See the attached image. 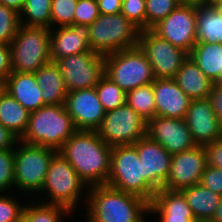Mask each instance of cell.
<instances>
[{"instance_id": "2", "label": "cell", "mask_w": 222, "mask_h": 222, "mask_svg": "<svg viewBox=\"0 0 222 222\" xmlns=\"http://www.w3.org/2000/svg\"><path fill=\"white\" fill-rule=\"evenodd\" d=\"M85 193L86 222H147L149 202L140 196L108 185L91 186Z\"/></svg>"}, {"instance_id": "19", "label": "cell", "mask_w": 222, "mask_h": 222, "mask_svg": "<svg viewBox=\"0 0 222 222\" xmlns=\"http://www.w3.org/2000/svg\"><path fill=\"white\" fill-rule=\"evenodd\" d=\"M89 25L73 24L50 29L51 62L83 52H90Z\"/></svg>"}, {"instance_id": "45", "label": "cell", "mask_w": 222, "mask_h": 222, "mask_svg": "<svg viewBox=\"0 0 222 222\" xmlns=\"http://www.w3.org/2000/svg\"><path fill=\"white\" fill-rule=\"evenodd\" d=\"M18 138L0 123V150L14 149Z\"/></svg>"}, {"instance_id": "10", "label": "cell", "mask_w": 222, "mask_h": 222, "mask_svg": "<svg viewBox=\"0 0 222 222\" xmlns=\"http://www.w3.org/2000/svg\"><path fill=\"white\" fill-rule=\"evenodd\" d=\"M97 135L111 148L133 145L146 135V120L127 103L105 113Z\"/></svg>"}, {"instance_id": "33", "label": "cell", "mask_w": 222, "mask_h": 222, "mask_svg": "<svg viewBox=\"0 0 222 222\" xmlns=\"http://www.w3.org/2000/svg\"><path fill=\"white\" fill-rule=\"evenodd\" d=\"M181 3V0H146V30H151Z\"/></svg>"}, {"instance_id": "17", "label": "cell", "mask_w": 222, "mask_h": 222, "mask_svg": "<svg viewBox=\"0 0 222 222\" xmlns=\"http://www.w3.org/2000/svg\"><path fill=\"white\" fill-rule=\"evenodd\" d=\"M185 121L198 146L222 138V122L215 115L208 98L191 100Z\"/></svg>"}, {"instance_id": "9", "label": "cell", "mask_w": 222, "mask_h": 222, "mask_svg": "<svg viewBox=\"0 0 222 222\" xmlns=\"http://www.w3.org/2000/svg\"><path fill=\"white\" fill-rule=\"evenodd\" d=\"M12 72L34 73L50 59V29L20 25L9 45Z\"/></svg>"}, {"instance_id": "22", "label": "cell", "mask_w": 222, "mask_h": 222, "mask_svg": "<svg viewBox=\"0 0 222 222\" xmlns=\"http://www.w3.org/2000/svg\"><path fill=\"white\" fill-rule=\"evenodd\" d=\"M5 90L30 113L46 105L34 73L11 72L5 81Z\"/></svg>"}, {"instance_id": "14", "label": "cell", "mask_w": 222, "mask_h": 222, "mask_svg": "<svg viewBox=\"0 0 222 222\" xmlns=\"http://www.w3.org/2000/svg\"><path fill=\"white\" fill-rule=\"evenodd\" d=\"M145 136L159 143L172 155L197 146L185 119L156 115L146 121Z\"/></svg>"}, {"instance_id": "13", "label": "cell", "mask_w": 222, "mask_h": 222, "mask_svg": "<svg viewBox=\"0 0 222 222\" xmlns=\"http://www.w3.org/2000/svg\"><path fill=\"white\" fill-rule=\"evenodd\" d=\"M197 5L181 3L151 30L173 46L190 53L196 39Z\"/></svg>"}, {"instance_id": "48", "label": "cell", "mask_w": 222, "mask_h": 222, "mask_svg": "<svg viewBox=\"0 0 222 222\" xmlns=\"http://www.w3.org/2000/svg\"><path fill=\"white\" fill-rule=\"evenodd\" d=\"M181 2L197 6L211 5V0H181Z\"/></svg>"}, {"instance_id": "40", "label": "cell", "mask_w": 222, "mask_h": 222, "mask_svg": "<svg viewBox=\"0 0 222 222\" xmlns=\"http://www.w3.org/2000/svg\"><path fill=\"white\" fill-rule=\"evenodd\" d=\"M200 184L222 196V169L207 165L202 174Z\"/></svg>"}, {"instance_id": "41", "label": "cell", "mask_w": 222, "mask_h": 222, "mask_svg": "<svg viewBox=\"0 0 222 222\" xmlns=\"http://www.w3.org/2000/svg\"><path fill=\"white\" fill-rule=\"evenodd\" d=\"M207 165L222 169V138L204 145Z\"/></svg>"}, {"instance_id": "30", "label": "cell", "mask_w": 222, "mask_h": 222, "mask_svg": "<svg viewBox=\"0 0 222 222\" xmlns=\"http://www.w3.org/2000/svg\"><path fill=\"white\" fill-rule=\"evenodd\" d=\"M70 214L72 213L63 206L45 204L36 200L30 205L25 204L22 218L26 222H64L65 216H72Z\"/></svg>"}, {"instance_id": "5", "label": "cell", "mask_w": 222, "mask_h": 222, "mask_svg": "<svg viewBox=\"0 0 222 222\" xmlns=\"http://www.w3.org/2000/svg\"><path fill=\"white\" fill-rule=\"evenodd\" d=\"M106 185L151 202L157 190L144 178L142 163L134 145L116 146L111 151Z\"/></svg>"}, {"instance_id": "32", "label": "cell", "mask_w": 222, "mask_h": 222, "mask_svg": "<svg viewBox=\"0 0 222 222\" xmlns=\"http://www.w3.org/2000/svg\"><path fill=\"white\" fill-rule=\"evenodd\" d=\"M95 89L105 112L112 111L126 103V93L105 74Z\"/></svg>"}, {"instance_id": "52", "label": "cell", "mask_w": 222, "mask_h": 222, "mask_svg": "<svg viewBox=\"0 0 222 222\" xmlns=\"http://www.w3.org/2000/svg\"><path fill=\"white\" fill-rule=\"evenodd\" d=\"M17 222H26L23 218H21L19 221Z\"/></svg>"}, {"instance_id": "51", "label": "cell", "mask_w": 222, "mask_h": 222, "mask_svg": "<svg viewBox=\"0 0 222 222\" xmlns=\"http://www.w3.org/2000/svg\"><path fill=\"white\" fill-rule=\"evenodd\" d=\"M193 222H214L212 219H195Z\"/></svg>"}, {"instance_id": "6", "label": "cell", "mask_w": 222, "mask_h": 222, "mask_svg": "<svg viewBox=\"0 0 222 222\" xmlns=\"http://www.w3.org/2000/svg\"><path fill=\"white\" fill-rule=\"evenodd\" d=\"M140 31L122 13L100 14L89 25L90 50L105 56L137 47Z\"/></svg>"}, {"instance_id": "4", "label": "cell", "mask_w": 222, "mask_h": 222, "mask_svg": "<svg viewBox=\"0 0 222 222\" xmlns=\"http://www.w3.org/2000/svg\"><path fill=\"white\" fill-rule=\"evenodd\" d=\"M85 189L88 191L89 187L79 177L68 160L57 151L50 160L44 186L40 193H47L48 196H44L47 199L42 201L39 198V201L63 206L73 214L77 205L80 204L79 200L82 199L83 195L81 194Z\"/></svg>"}, {"instance_id": "38", "label": "cell", "mask_w": 222, "mask_h": 222, "mask_svg": "<svg viewBox=\"0 0 222 222\" xmlns=\"http://www.w3.org/2000/svg\"><path fill=\"white\" fill-rule=\"evenodd\" d=\"M16 199L9 193H0V222H17L22 218L25 205Z\"/></svg>"}, {"instance_id": "27", "label": "cell", "mask_w": 222, "mask_h": 222, "mask_svg": "<svg viewBox=\"0 0 222 222\" xmlns=\"http://www.w3.org/2000/svg\"><path fill=\"white\" fill-rule=\"evenodd\" d=\"M195 219H212L221 196L197 183L181 191Z\"/></svg>"}, {"instance_id": "23", "label": "cell", "mask_w": 222, "mask_h": 222, "mask_svg": "<svg viewBox=\"0 0 222 222\" xmlns=\"http://www.w3.org/2000/svg\"><path fill=\"white\" fill-rule=\"evenodd\" d=\"M174 79L191 100L208 98L214 84L190 56L184 61Z\"/></svg>"}, {"instance_id": "28", "label": "cell", "mask_w": 222, "mask_h": 222, "mask_svg": "<svg viewBox=\"0 0 222 222\" xmlns=\"http://www.w3.org/2000/svg\"><path fill=\"white\" fill-rule=\"evenodd\" d=\"M197 42L222 43V16L211 5L197 6Z\"/></svg>"}, {"instance_id": "25", "label": "cell", "mask_w": 222, "mask_h": 222, "mask_svg": "<svg viewBox=\"0 0 222 222\" xmlns=\"http://www.w3.org/2000/svg\"><path fill=\"white\" fill-rule=\"evenodd\" d=\"M189 56L216 84H222V43L197 42Z\"/></svg>"}, {"instance_id": "43", "label": "cell", "mask_w": 222, "mask_h": 222, "mask_svg": "<svg viewBox=\"0 0 222 222\" xmlns=\"http://www.w3.org/2000/svg\"><path fill=\"white\" fill-rule=\"evenodd\" d=\"M208 99L211 101L215 115L222 122V84H213Z\"/></svg>"}, {"instance_id": "37", "label": "cell", "mask_w": 222, "mask_h": 222, "mask_svg": "<svg viewBox=\"0 0 222 222\" xmlns=\"http://www.w3.org/2000/svg\"><path fill=\"white\" fill-rule=\"evenodd\" d=\"M146 0H122L121 13L141 31L146 30Z\"/></svg>"}, {"instance_id": "39", "label": "cell", "mask_w": 222, "mask_h": 222, "mask_svg": "<svg viewBox=\"0 0 222 222\" xmlns=\"http://www.w3.org/2000/svg\"><path fill=\"white\" fill-rule=\"evenodd\" d=\"M100 15L97 0H78L74 24L91 25Z\"/></svg>"}, {"instance_id": "49", "label": "cell", "mask_w": 222, "mask_h": 222, "mask_svg": "<svg viewBox=\"0 0 222 222\" xmlns=\"http://www.w3.org/2000/svg\"><path fill=\"white\" fill-rule=\"evenodd\" d=\"M211 6L218 14L222 16V0L213 2Z\"/></svg>"}, {"instance_id": "21", "label": "cell", "mask_w": 222, "mask_h": 222, "mask_svg": "<svg viewBox=\"0 0 222 222\" xmlns=\"http://www.w3.org/2000/svg\"><path fill=\"white\" fill-rule=\"evenodd\" d=\"M149 214L158 215L159 222H193L195 217L181 191L158 190L149 202Z\"/></svg>"}, {"instance_id": "29", "label": "cell", "mask_w": 222, "mask_h": 222, "mask_svg": "<svg viewBox=\"0 0 222 222\" xmlns=\"http://www.w3.org/2000/svg\"><path fill=\"white\" fill-rule=\"evenodd\" d=\"M51 1L25 0L19 12L20 24L51 29Z\"/></svg>"}, {"instance_id": "7", "label": "cell", "mask_w": 222, "mask_h": 222, "mask_svg": "<svg viewBox=\"0 0 222 222\" xmlns=\"http://www.w3.org/2000/svg\"><path fill=\"white\" fill-rule=\"evenodd\" d=\"M18 145V146H17ZM57 151L18 139L14 146L15 189L24 193H40L50 160Z\"/></svg>"}, {"instance_id": "12", "label": "cell", "mask_w": 222, "mask_h": 222, "mask_svg": "<svg viewBox=\"0 0 222 222\" xmlns=\"http://www.w3.org/2000/svg\"><path fill=\"white\" fill-rule=\"evenodd\" d=\"M55 63L68 92L94 88L104 75V55L94 51L66 56Z\"/></svg>"}, {"instance_id": "3", "label": "cell", "mask_w": 222, "mask_h": 222, "mask_svg": "<svg viewBox=\"0 0 222 222\" xmlns=\"http://www.w3.org/2000/svg\"><path fill=\"white\" fill-rule=\"evenodd\" d=\"M76 131L65 105L47 104L30 113L27 129L19 140L59 151Z\"/></svg>"}, {"instance_id": "35", "label": "cell", "mask_w": 222, "mask_h": 222, "mask_svg": "<svg viewBox=\"0 0 222 222\" xmlns=\"http://www.w3.org/2000/svg\"><path fill=\"white\" fill-rule=\"evenodd\" d=\"M20 25L19 13L0 4V43L10 45Z\"/></svg>"}, {"instance_id": "18", "label": "cell", "mask_w": 222, "mask_h": 222, "mask_svg": "<svg viewBox=\"0 0 222 222\" xmlns=\"http://www.w3.org/2000/svg\"><path fill=\"white\" fill-rule=\"evenodd\" d=\"M142 163L144 178L158 191L168 178L172 154L146 136L134 144Z\"/></svg>"}, {"instance_id": "34", "label": "cell", "mask_w": 222, "mask_h": 222, "mask_svg": "<svg viewBox=\"0 0 222 222\" xmlns=\"http://www.w3.org/2000/svg\"><path fill=\"white\" fill-rule=\"evenodd\" d=\"M78 0L51 1V29L74 24V14Z\"/></svg>"}, {"instance_id": "16", "label": "cell", "mask_w": 222, "mask_h": 222, "mask_svg": "<svg viewBox=\"0 0 222 222\" xmlns=\"http://www.w3.org/2000/svg\"><path fill=\"white\" fill-rule=\"evenodd\" d=\"M65 108L76 130L95 131L106 113L95 87L68 92Z\"/></svg>"}, {"instance_id": "15", "label": "cell", "mask_w": 222, "mask_h": 222, "mask_svg": "<svg viewBox=\"0 0 222 222\" xmlns=\"http://www.w3.org/2000/svg\"><path fill=\"white\" fill-rule=\"evenodd\" d=\"M207 166L204 146H196L191 150L172 155L168 178L162 189L182 191L200 183Z\"/></svg>"}, {"instance_id": "46", "label": "cell", "mask_w": 222, "mask_h": 222, "mask_svg": "<svg viewBox=\"0 0 222 222\" xmlns=\"http://www.w3.org/2000/svg\"><path fill=\"white\" fill-rule=\"evenodd\" d=\"M25 0H0V4L6 7L14 9L16 12H20Z\"/></svg>"}, {"instance_id": "8", "label": "cell", "mask_w": 222, "mask_h": 222, "mask_svg": "<svg viewBox=\"0 0 222 222\" xmlns=\"http://www.w3.org/2000/svg\"><path fill=\"white\" fill-rule=\"evenodd\" d=\"M104 74L125 93L156 79L152 65L138 46L105 55Z\"/></svg>"}, {"instance_id": "31", "label": "cell", "mask_w": 222, "mask_h": 222, "mask_svg": "<svg viewBox=\"0 0 222 222\" xmlns=\"http://www.w3.org/2000/svg\"><path fill=\"white\" fill-rule=\"evenodd\" d=\"M126 103L146 121L156 116L152 83L137 87L127 92Z\"/></svg>"}, {"instance_id": "47", "label": "cell", "mask_w": 222, "mask_h": 222, "mask_svg": "<svg viewBox=\"0 0 222 222\" xmlns=\"http://www.w3.org/2000/svg\"><path fill=\"white\" fill-rule=\"evenodd\" d=\"M212 220L214 222H222V196L220 198L219 205L217 209L215 210V213L212 217Z\"/></svg>"}, {"instance_id": "36", "label": "cell", "mask_w": 222, "mask_h": 222, "mask_svg": "<svg viewBox=\"0 0 222 222\" xmlns=\"http://www.w3.org/2000/svg\"><path fill=\"white\" fill-rule=\"evenodd\" d=\"M14 149L0 150V193L15 188Z\"/></svg>"}, {"instance_id": "26", "label": "cell", "mask_w": 222, "mask_h": 222, "mask_svg": "<svg viewBox=\"0 0 222 222\" xmlns=\"http://www.w3.org/2000/svg\"><path fill=\"white\" fill-rule=\"evenodd\" d=\"M30 112L6 90L0 95V123L20 139L25 133Z\"/></svg>"}, {"instance_id": "44", "label": "cell", "mask_w": 222, "mask_h": 222, "mask_svg": "<svg viewBox=\"0 0 222 222\" xmlns=\"http://www.w3.org/2000/svg\"><path fill=\"white\" fill-rule=\"evenodd\" d=\"M100 14L121 13L122 0H97Z\"/></svg>"}, {"instance_id": "11", "label": "cell", "mask_w": 222, "mask_h": 222, "mask_svg": "<svg viewBox=\"0 0 222 222\" xmlns=\"http://www.w3.org/2000/svg\"><path fill=\"white\" fill-rule=\"evenodd\" d=\"M137 46L152 65L155 78H175L178 70L189 57L188 52L173 46L152 30L140 31Z\"/></svg>"}, {"instance_id": "24", "label": "cell", "mask_w": 222, "mask_h": 222, "mask_svg": "<svg viewBox=\"0 0 222 222\" xmlns=\"http://www.w3.org/2000/svg\"><path fill=\"white\" fill-rule=\"evenodd\" d=\"M36 82L41 88L44 103L51 105H65L68 90L59 66L49 62L34 72Z\"/></svg>"}, {"instance_id": "50", "label": "cell", "mask_w": 222, "mask_h": 222, "mask_svg": "<svg viewBox=\"0 0 222 222\" xmlns=\"http://www.w3.org/2000/svg\"><path fill=\"white\" fill-rule=\"evenodd\" d=\"M5 91V80L0 79V95Z\"/></svg>"}, {"instance_id": "20", "label": "cell", "mask_w": 222, "mask_h": 222, "mask_svg": "<svg viewBox=\"0 0 222 222\" xmlns=\"http://www.w3.org/2000/svg\"><path fill=\"white\" fill-rule=\"evenodd\" d=\"M156 115L185 119L191 99L174 78H156L152 83Z\"/></svg>"}, {"instance_id": "1", "label": "cell", "mask_w": 222, "mask_h": 222, "mask_svg": "<svg viewBox=\"0 0 222 222\" xmlns=\"http://www.w3.org/2000/svg\"><path fill=\"white\" fill-rule=\"evenodd\" d=\"M112 148L96 131L77 130L58 151L88 186L106 185Z\"/></svg>"}, {"instance_id": "42", "label": "cell", "mask_w": 222, "mask_h": 222, "mask_svg": "<svg viewBox=\"0 0 222 222\" xmlns=\"http://www.w3.org/2000/svg\"><path fill=\"white\" fill-rule=\"evenodd\" d=\"M12 72L11 51L8 44L0 43V79L5 80Z\"/></svg>"}]
</instances>
